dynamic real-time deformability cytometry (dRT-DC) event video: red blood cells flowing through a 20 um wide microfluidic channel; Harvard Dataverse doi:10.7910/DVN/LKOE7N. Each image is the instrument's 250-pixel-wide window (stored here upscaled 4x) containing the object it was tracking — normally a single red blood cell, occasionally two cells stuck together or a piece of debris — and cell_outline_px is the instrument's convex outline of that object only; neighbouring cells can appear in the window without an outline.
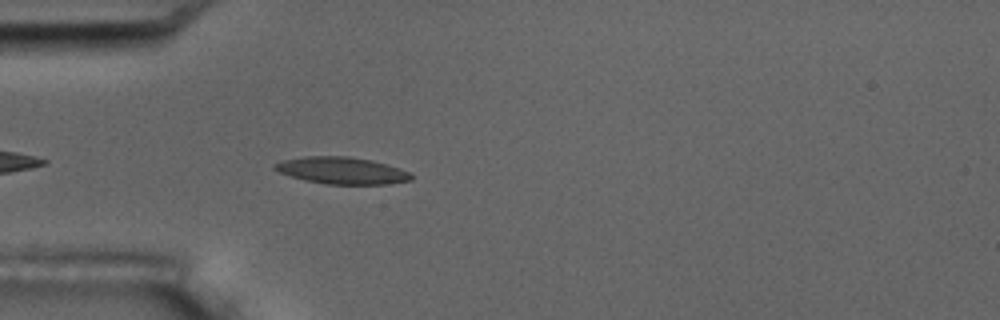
{"species": "common noctule bat (a hibernating species)", "species_latin": "Nyctalus noctula", "temperature_condition": "room temperature", "stored_images_in_passage": 2, "camera_frame_rate_fps": 3000, "um_per_image_px": 0.085, "animal": {"sex": "male", "body_mass_g": 17.5, "forearm_length_mm": 52.3}, "frame": {"image": 1, "passage_image": 2, "time_ms": 1.333, "image_size_px": [1000, 320], "cell_outline_px": [[412, 180], [388, 184], [328, 184], [304, 180], [280, 172], [272, 168], [272, 164], [284, 160], [304, 156], [348, 156], [372, 160], [400, 168], [412, 172]], "centroid_in_image_um": [29.08, 14.49], "position_along_channel_um": 55.9, "area_um2": 21.44}}